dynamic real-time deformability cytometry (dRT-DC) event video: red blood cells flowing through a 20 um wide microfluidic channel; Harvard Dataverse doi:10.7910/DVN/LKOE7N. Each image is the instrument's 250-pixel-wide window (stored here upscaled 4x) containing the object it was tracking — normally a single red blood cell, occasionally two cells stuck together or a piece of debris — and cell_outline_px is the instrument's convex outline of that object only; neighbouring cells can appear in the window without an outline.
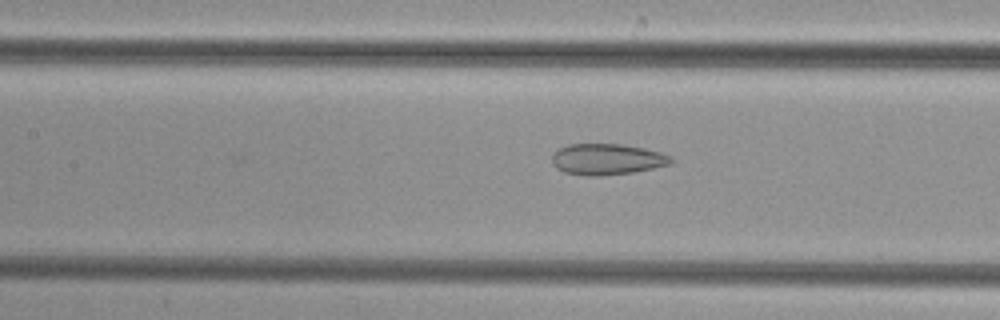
{"species": "common noctule bat (a hibernating species)", "species_latin": "Nyctalus noctula", "temperature_condition": "cold", "stored_images_in_passage": 30, "camera_frame_rate_fps": 3000, "um_per_image_px": 0.085, "animal": {"sex": "female", "body_mass_g": 29.2, "forearm_length_mm": 56.3}, "frame": {"image": 1, "passage_image": 11, "time_ms": 3.333, "image_size_px": [1000, 320], "cell_outline_px": [[676, 160], [672, 164], [632, 172], [596, 176], [592, 176], [564, 172], [556, 168], [552, 164], [552, 156], [560, 148], [568, 144], [624, 144], [644, 148], [660, 152], [672, 156]], "centroid_in_image_um": [51.64, 13.53], "position_along_channel_um": 155.8, "area_um2": 21.56}}
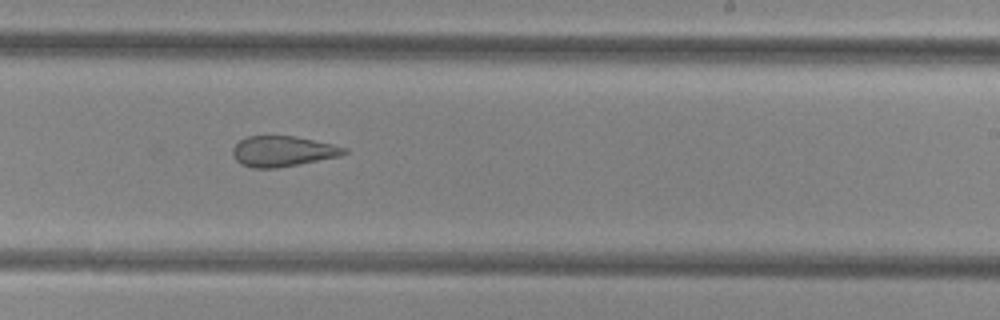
{"frame": {"image": 2, "passage_image": 19, "time_ms": 6.0, "image_size_px": [1000, 320], "cell_outline_px": [[348, 152], [340, 156], [276, 168], [252, 168], [240, 164], [236, 160], [232, 152], [232, 148], [240, 140], [248, 136], [296, 136], [332, 144], [348, 148]], "centroid_in_image_um": [24.02, 12.86], "position_along_channel_um": 265.0, "area_um2": 19.77}}
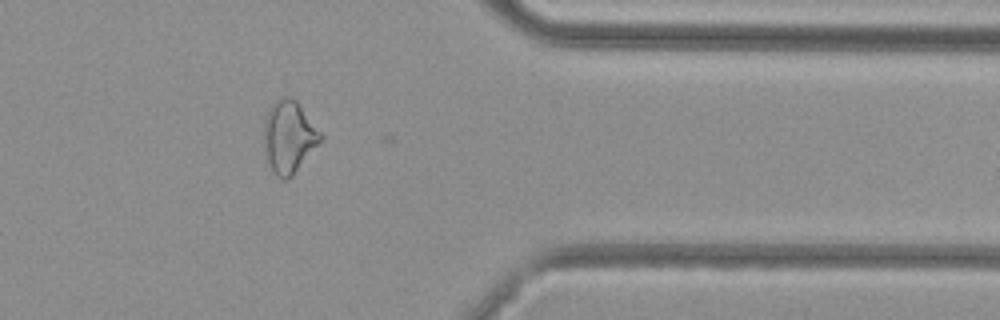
{"frame": {"image": 3, "passage_image": 29, "time_ms": 9.333, "image_size_px": [1000, 320], "cell_outline_px": [[324, 136], [292, 176], [288, 180], [280, 180], [276, 176], [268, 160], [264, 144], [264, 120], [272, 104], [280, 96], [288, 96], [296, 100]], "centroid_in_image_um": [24.55, 11.62], "position_along_channel_um": 386.8, "area_um2": 23.52}}